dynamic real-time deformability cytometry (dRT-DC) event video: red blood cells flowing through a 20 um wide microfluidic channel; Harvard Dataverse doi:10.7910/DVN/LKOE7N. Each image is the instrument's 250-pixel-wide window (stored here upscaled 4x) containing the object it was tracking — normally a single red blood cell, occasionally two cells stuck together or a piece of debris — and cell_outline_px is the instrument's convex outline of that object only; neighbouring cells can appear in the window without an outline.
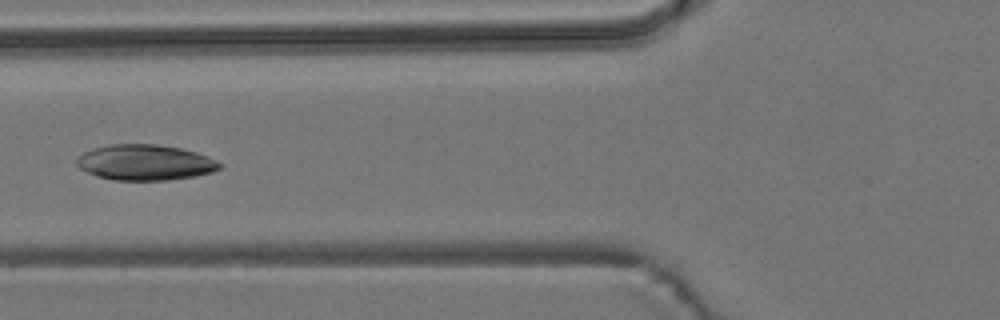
{"species": "common noctule bat (a hibernating species)", "species_latin": "Nyctalus noctula", "temperature_condition": "room temperature", "stored_images_in_passage": 6, "camera_frame_rate_fps": 3000, "um_per_image_px": 0.085, "animal": {"sex": "male", "body_mass_g": 19.2, "forearm_length_mm": 51.8}, "frame": {"image": 1, "passage_image": 6, "time_ms": 6.0, "image_size_px": [1000, 320], "cell_outline_px": [[220, 168], [212, 172], [196, 176], [168, 180], [116, 180], [96, 176], [80, 168], [76, 164], [76, 160], [84, 152], [92, 148], [108, 144], [156, 144], [180, 148], [196, 152], [208, 156], [216, 160], [220, 164]], "centroid_in_image_um": [12.33, 13.8], "position_along_channel_um": 113.5, "area_um2": 29.65}}